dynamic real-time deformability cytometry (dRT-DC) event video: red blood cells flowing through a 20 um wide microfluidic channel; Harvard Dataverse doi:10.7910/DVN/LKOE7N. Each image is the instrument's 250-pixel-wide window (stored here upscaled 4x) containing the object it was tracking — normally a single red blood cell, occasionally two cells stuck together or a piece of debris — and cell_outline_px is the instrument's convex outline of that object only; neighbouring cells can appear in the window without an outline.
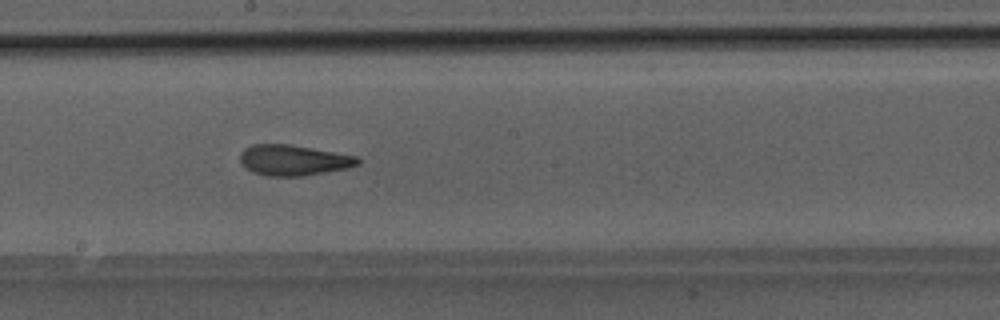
{"species": "Egyptian fruit bat (a non-hibernating species)", "species_latin": "Rousettus aegyptiacus", "temperature_condition": "room temperature", "stored_images_in_passage": 20, "camera_frame_rate_fps": 3000, "um_per_image_px": 0.085, "animal": {"sex": "male"}, "frame": {"image": 1, "passage_image": 12, "time_ms": 3.667, "image_size_px": [1000, 320], "cell_outline_px": [[360, 164], [348, 168], [304, 176], [268, 176], [252, 172], [244, 168], [240, 164], [240, 152], [244, 148], [252, 144], [288, 144], [356, 156], [360, 160]], "centroid_in_image_um": [24.89, 13.62], "position_along_channel_um": 223.3, "area_um2": 21.1}}